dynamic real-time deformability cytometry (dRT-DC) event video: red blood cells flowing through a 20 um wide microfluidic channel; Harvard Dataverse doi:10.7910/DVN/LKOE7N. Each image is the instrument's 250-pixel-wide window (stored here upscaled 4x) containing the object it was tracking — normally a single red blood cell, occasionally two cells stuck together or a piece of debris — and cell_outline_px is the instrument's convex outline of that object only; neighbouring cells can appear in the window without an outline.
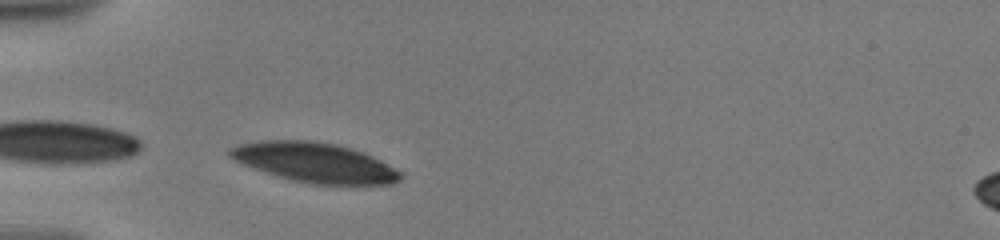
{"species": "human", "species_latin": "Homo sapiens", "temperature_condition": "warm", "stored_images_in_passage": 21, "camera_frame_rate_fps": 3000, "um_per_image_px": 0.085, "donor": {"sex": "male"}, "frame": {"image": 1, "passage_image": 1, "time_ms": 0.0, "image_size_px": [1000, 240], "cell_outline_px": [[404, 176], [400, 180], [392, 184], [312, 184], [292, 180], [244, 164], [228, 156], [228, 148], [240, 144], [260, 140], [316, 140], [340, 144], [364, 152], [380, 160], [400, 172]], "centroid_in_image_um": [26.77, 13.79], "position_along_channel_um": 58.2, "area_um2": 39.3}}
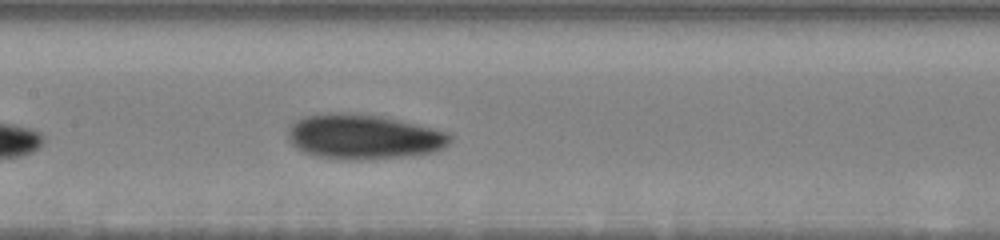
{"frame": {"image": 2, "passage_image": 9, "time_ms": 3.667, "image_size_px": [1000, 240], "cell_outline_px": [[452, 140], [444, 148], [432, 152], [404, 156], [360, 160], [344, 160], [316, 156], [304, 152], [296, 148], [288, 140], [288, 124], [304, 116], [328, 112], [340, 112], [380, 116], [432, 128], [448, 132], [452, 136]], "centroid_in_image_um": [30.85, 11.62], "position_along_channel_um": 176.6, "area_um2": 42.48}}
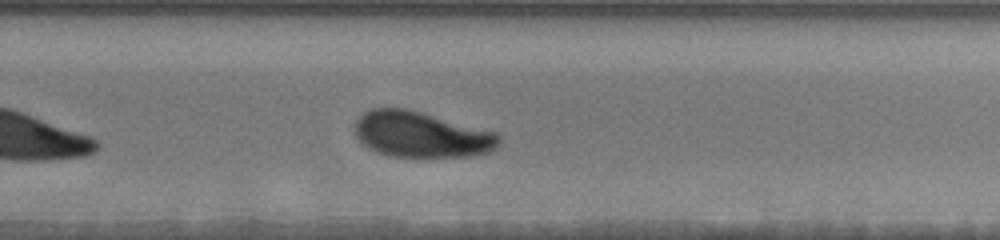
{"frame": {"image": 3, "passage_image": 16, "time_ms": 7.0, "image_size_px": [1000, 240], "cell_outline_px": [[500, 144], [496, 148], [488, 152], [468, 156], [428, 160], [388, 156], [368, 148], [356, 136], [356, 120], [364, 112], [372, 108], [408, 108], [496, 132], [500, 136]], "centroid_in_image_um": [35.83, 11.48], "position_along_channel_um": 294.0, "area_um2": 39.42}}